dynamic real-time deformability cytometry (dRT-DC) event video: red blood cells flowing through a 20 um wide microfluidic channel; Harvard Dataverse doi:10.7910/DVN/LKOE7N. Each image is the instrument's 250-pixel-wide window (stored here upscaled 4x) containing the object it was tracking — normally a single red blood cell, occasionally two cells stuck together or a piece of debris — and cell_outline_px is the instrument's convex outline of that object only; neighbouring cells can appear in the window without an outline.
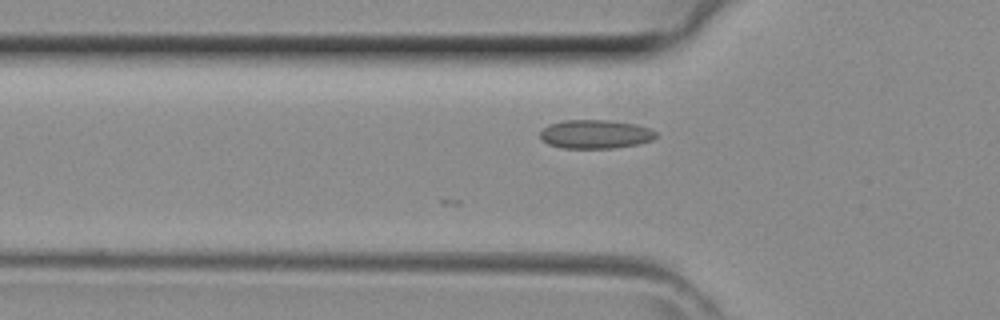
{"species": "common noctule bat (a hibernating species)", "species_latin": "Nyctalus noctula", "temperature_condition": "room temperature", "stored_images_in_passage": 36, "camera_frame_rate_fps": 3000, "um_per_image_px": 0.085, "animal": {"sex": "female", "body_mass_g": 29.2, "forearm_length_mm": 56.3}, "frame": {"image": 1, "passage_image": 13, "time_ms": 4.0, "image_size_px": [1000, 320], "cell_outline_px": [[656, 136], [652, 140], [640, 144], [612, 148], [564, 148], [548, 144], [540, 140], [540, 132], [548, 124], [564, 120], [608, 120], [636, 124], [648, 128], [656, 132]], "centroid_in_image_um": [50.59, 11.4], "position_along_channel_um": 75.2, "area_um2": 19.48}}
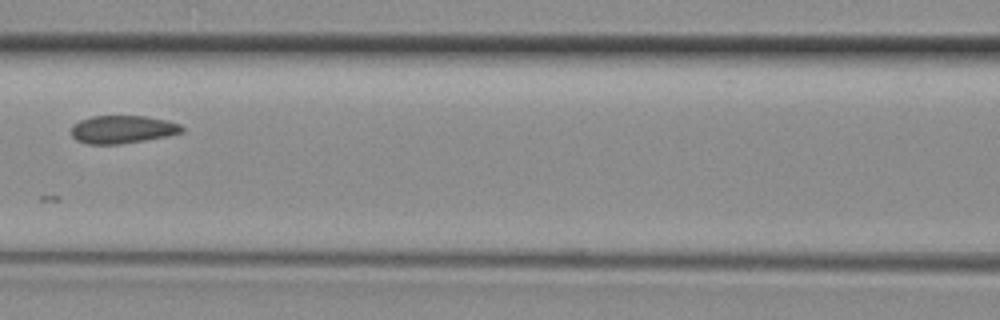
{"frame": {"image": 2, "passage_image": 18, "time_ms": 5.667, "image_size_px": [1000, 320], "cell_outline_px": [[184, 132], [168, 136], [120, 144], [88, 144], [76, 140], [72, 136], [72, 124], [80, 120], [92, 116], [144, 116], [168, 120], [180, 124], [184, 128]], "centroid_in_image_um": [10.42, 11.0], "position_along_channel_um": 156.2, "area_um2": 18.09}}
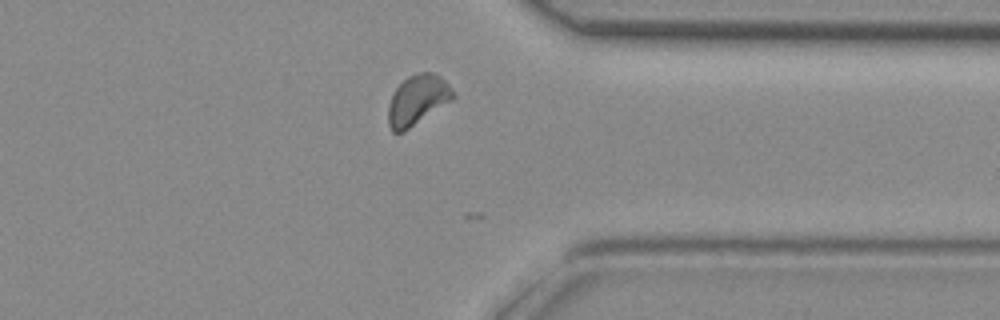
{"frame": {"image": 3, "passage_image": 32, "time_ms": 10.333, "image_size_px": [1000, 320], "cell_outline_px": [[456, 96], [452, 100], [404, 132], [392, 132], [388, 124], [388, 104], [396, 88], [408, 76], [416, 72], [436, 72], [448, 84]], "centroid_in_image_um": [35.48, 8.49], "position_along_channel_um": 375.9, "area_um2": 18.9}}